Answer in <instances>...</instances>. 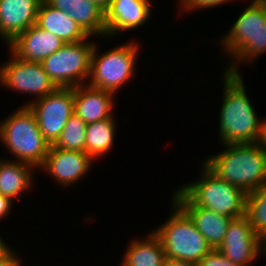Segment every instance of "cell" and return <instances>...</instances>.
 Masks as SVG:
<instances>
[{
    "label": "cell",
    "instance_id": "8992f818",
    "mask_svg": "<svg viewBox=\"0 0 266 266\" xmlns=\"http://www.w3.org/2000/svg\"><path fill=\"white\" fill-rule=\"evenodd\" d=\"M199 179L178 189L195 205L213 210L230 218L245 215L247 193L241 188L218 178L203 163Z\"/></svg>",
    "mask_w": 266,
    "mask_h": 266
},
{
    "label": "cell",
    "instance_id": "4316f807",
    "mask_svg": "<svg viewBox=\"0 0 266 266\" xmlns=\"http://www.w3.org/2000/svg\"><path fill=\"white\" fill-rule=\"evenodd\" d=\"M49 5L53 6L60 11L69 13L74 7L76 0H45Z\"/></svg>",
    "mask_w": 266,
    "mask_h": 266
},
{
    "label": "cell",
    "instance_id": "7c38bea8",
    "mask_svg": "<svg viewBox=\"0 0 266 266\" xmlns=\"http://www.w3.org/2000/svg\"><path fill=\"white\" fill-rule=\"evenodd\" d=\"M217 250L240 266H249L259 259L258 235L251 228L246 215L231 220Z\"/></svg>",
    "mask_w": 266,
    "mask_h": 266
},
{
    "label": "cell",
    "instance_id": "5bb4252c",
    "mask_svg": "<svg viewBox=\"0 0 266 266\" xmlns=\"http://www.w3.org/2000/svg\"><path fill=\"white\" fill-rule=\"evenodd\" d=\"M192 219L198 231L205 237L212 249H217L224 240L226 230L233 218L215 213L205 207L195 206L178 188L171 195Z\"/></svg>",
    "mask_w": 266,
    "mask_h": 266
},
{
    "label": "cell",
    "instance_id": "5b68a950",
    "mask_svg": "<svg viewBox=\"0 0 266 266\" xmlns=\"http://www.w3.org/2000/svg\"><path fill=\"white\" fill-rule=\"evenodd\" d=\"M170 203L168 218L152 231L160 238L167 258L197 264L212 247L190 216L173 199Z\"/></svg>",
    "mask_w": 266,
    "mask_h": 266
},
{
    "label": "cell",
    "instance_id": "52a82bcc",
    "mask_svg": "<svg viewBox=\"0 0 266 266\" xmlns=\"http://www.w3.org/2000/svg\"><path fill=\"white\" fill-rule=\"evenodd\" d=\"M95 41L91 57L90 74L87 85L109 91L117 95V92L128 84L137 73V59L140 45L136 41H129L107 49L101 54ZM90 79V80H89Z\"/></svg>",
    "mask_w": 266,
    "mask_h": 266
},
{
    "label": "cell",
    "instance_id": "6da1fadb",
    "mask_svg": "<svg viewBox=\"0 0 266 266\" xmlns=\"http://www.w3.org/2000/svg\"><path fill=\"white\" fill-rule=\"evenodd\" d=\"M222 104L218 135L222 144L258 143L262 121L248 96L242 74L222 73Z\"/></svg>",
    "mask_w": 266,
    "mask_h": 266
},
{
    "label": "cell",
    "instance_id": "d6a6232c",
    "mask_svg": "<svg viewBox=\"0 0 266 266\" xmlns=\"http://www.w3.org/2000/svg\"><path fill=\"white\" fill-rule=\"evenodd\" d=\"M0 235V259L4 257L11 249V245L5 242V240Z\"/></svg>",
    "mask_w": 266,
    "mask_h": 266
},
{
    "label": "cell",
    "instance_id": "8fae6325",
    "mask_svg": "<svg viewBox=\"0 0 266 266\" xmlns=\"http://www.w3.org/2000/svg\"><path fill=\"white\" fill-rule=\"evenodd\" d=\"M93 161L86 152L58 149L54 145H50L44 164L39 171L47 173L56 185L66 189L69 186L73 187L88 172L90 173Z\"/></svg>",
    "mask_w": 266,
    "mask_h": 266
},
{
    "label": "cell",
    "instance_id": "f546056e",
    "mask_svg": "<svg viewBox=\"0 0 266 266\" xmlns=\"http://www.w3.org/2000/svg\"><path fill=\"white\" fill-rule=\"evenodd\" d=\"M163 266H198V265L192 262L175 260L166 257Z\"/></svg>",
    "mask_w": 266,
    "mask_h": 266
},
{
    "label": "cell",
    "instance_id": "4fadbf2b",
    "mask_svg": "<svg viewBox=\"0 0 266 266\" xmlns=\"http://www.w3.org/2000/svg\"><path fill=\"white\" fill-rule=\"evenodd\" d=\"M151 5L152 0H112L105 11L106 39L145 26L153 14Z\"/></svg>",
    "mask_w": 266,
    "mask_h": 266
},
{
    "label": "cell",
    "instance_id": "2e32d148",
    "mask_svg": "<svg viewBox=\"0 0 266 266\" xmlns=\"http://www.w3.org/2000/svg\"><path fill=\"white\" fill-rule=\"evenodd\" d=\"M42 0H0V39L10 44L20 33L36 24Z\"/></svg>",
    "mask_w": 266,
    "mask_h": 266
},
{
    "label": "cell",
    "instance_id": "9c48e42d",
    "mask_svg": "<svg viewBox=\"0 0 266 266\" xmlns=\"http://www.w3.org/2000/svg\"><path fill=\"white\" fill-rule=\"evenodd\" d=\"M9 52L11 58L0 65V87L2 85L13 92L33 95L34 99L24 102L22 106H27L35 98H42L58 88L44 71L41 62L25 61L10 50Z\"/></svg>",
    "mask_w": 266,
    "mask_h": 266
},
{
    "label": "cell",
    "instance_id": "f1b7e54d",
    "mask_svg": "<svg viewBox=\"0 0 266 266\" xmlns=\"http://www.w3.org/2000/svg\"><path fill=\"white\" fill-rule=\"evenodd\" d=\"M10 198L3 196L0 193V220L6 218L9 215L10 211L13 210L12 206L14 205ZM13 204V205H12Z\"/></svg>",
    "mask_w": 266,
    "mask_h": 266
},
{
    "label": "cell",
    "instance_id": "ac0fdd59",
    "mask_svg": "<svg viewBox=\"0 0 266 266\" xmlns=\"http://www.w3.org/2000/svg\"><path fill=\"white\" fill-rule=\"evenodd\" d=\"M36 25L53 33L64 43H76L89 38L66 12L54 8L45 0L39 4Z\"/></svg>",
    "mask_w": 266,
    "mask_h": 266
},
{
    "label": "cell",
    "instance_id": "30bf717a",
    "mask_svg": "<svg viewBox=\"0 0 266 266\" xmlns=\"http://www.w3.org/2000/svg\"><path fill=\"white\" fill-rule=\"evenodd\" d=\"M27 106L35 114L44 139L50 145H54L74 113V88H57L52 93L33 100Z\"/></svg>",
    "mask_w": 266,
    "mask_h": 266
},
{
    "label": "cell",
    "instance_id": "1f68e13d",
    "mask_svg": "<svg viewBox=\"0 0 266 266\" xmlns=\"http://www.w3.org/2000/svg\"><path fill=\"white\" fill-rule=\"evenodd\" d=\"M262 128H261V136L259 139V144L262 146L264 150H266V117L262 119Z\"/></svg>",
    "mask_w": 266,
    "mask_h": 266
},
{
    "label": "cell",
    "instance_id": "7a4b0ae2",
    "mask_svg": "<svg viewBox=\"0 0 266 266\" xmlns=\"http://www.w3.org/2000/svg\"><path fill=\"white\" fill-rule=\"evenodd\" d=\"M233 23L219 44L230 58L224 71L241 74L240 63L254 64L266 53V0H252Z\"/></svg>",
    "mask_w": 266,
    "mask_h": 266
},
{
    "label": "cell",
    "instance_id": "44dd1931",
    "mask_svg": "<svg viewBox=\"0 0 266 266\" xmlns=\"http://www.w3.org/2000/svg\"><path fill=\"white\" fill-rule=\"evenodd\" d=\"M116 115L87 124L86 128V153L96 162L103 156L110 153L114 148L117 136Z\"/></svg>",
    "mask_w": 266,
    "mask_h": 266
},
{
    "label": "cell",
    "instance_id": "9a60e30c",
    "mask_svg": "<svg viewBox=\"0 0 266 266\" xmlns=\"http://www.w3.org/2000/svg\"><path fill=\"white\" fill-rule=\"evenodd\" d=\"M64 44L59 37L34 24L20 33L7 47L19 59L42 62Z\"/></svg>",
    "mask_w": 266,
    "mask_h": 266
},
{
    "label": "cell",
    "instance_id": "603a6c76",
    "mask_svg": "<svg viewBox=\"0 0 266 266\" xmlns=\"http://www.w3.org/2000/svg\"><path fill=\"white\" fill-rule=\"evenodd\" d=\"M86 128L87 124L73 113L54 146L58 149L86 152Z\"/></svg>",
    "mask_w": 266,
    "mask_h": 266
},
{
    "label": "cell",
    "instance_id": "d4e9b609",
    "mask_svg": "<svg viewBox=\"0 0 266 266\" xmlns=\"http://www.w3.org/2000/svg\"><path fill=\"white\" fill-rule=\"evenodd\" d=\"M232 1H236V0H179V4L181 7V9L179 8V10L183 11V13H186V12H191L193 11H196L197 13V10H199V12H201L200 10H204L206 11L207 9H213L215 7H220L221 5H225L226 2H227V5L228 3L232 2ZM241 1V0H239ZM246 1V0H244Z\"/></svg>",
    "mask_w": 266,
    "mask_h": 266
},
{
    "label": "cell",
    "instance_id": "cb8c5ba5",
    "mask_svg": "<svg viewBox=\"0 0 266 266\" xmlns=\"http://www.w3.org/2000/svg\"><path fill=\"white\" fill-rule=\"evenodd\" d=\"M245 215L258 236L266 231V185L247 193Z\"/></svg>",
    "mask_w": 266,
    "mask_h": 266
},
{
    "label": "cell",
    "instance_id": "277c9868",
    "mask_svg": "<svg viewBox=\"0 0 266 266\" xmlns=\"http://www.w3.org/2000/svg\"><path fill=\"white\" fill-rule=\"evenodd\" d=\"M0 142L9 154L14 155V159L9 160L29 164L36 170L43 166L50 148L35 114L28 106L22 105L1 120Z\"/></svg>",
    "mask_w": 266,
    "mask_h": 266
},
{
    "label": "cell",
    "instance_id": "484cf974",
    "mask_svg": "<svg viewBox=\"0 0 266 266\" xmlns=\"http://www.w3.org/2000/svg\"><path fill=\"white\" fill-rule=\"evenodd\" d=\"M198 266H240L227 259L217 249H212L198 263Z\"/></svg>",
    "mask_w": 266,
    "mask_h": 266
},
{
    "label": "cell",
    "instance_id": "ba28073f",
    "mask_svg": "<svg viewBox=\"0 0 266 266\" xmlns=\"http://www.w3.org/2000/svg\"><path fill=\"white\" fill-rule=\"evenodd\" d=\"M90 38L65 43L41 62L44 71L58 88H74L87 83L95 45L93 38L96 37Z\"/></svg>",
    "mask_w": 266,
    "mask_h": 266
},
{
    "label": "cell",
    "instance_id": "e0dca14e",
    "mask_svg": "<svg viewBox=\"0 0 266 266\" xmlns=\"http://www.w3.org/2000/svg\"><path fill=\"white\" fill-rule=\"evenodd\" d=\"M116 95L87 84L74 87V113L86 124L114 115Z\"/></svg>",
    "mask_w": 266,
    "mask_h": 266
},
{
    "label": "cell",
    "instance_id": "e575fe53",
    "mask_svg": "<svg viewBox=\"0 0 266 266\" xmlns=\"http://www.w3.org/2000/svg\"><path fill=\"white\" fill-rule=\"evenodd\" d=\"M22 259H23V258L21 257V260H20L18 266H23V265H24V264H23L24 262L22 261ZM39 266H40V265H39Z\"/></svg>",
    "mask_w": 266,
    "mask_h": 266
},
{
    "label": "cell",
    "instance_id": "3957f363",
    "mask_svg": "<svg viewBox=\"0 0 266 266\" xmlns=\"http://www.w3.org/2000/svg\"><path fill=\"white\" fill-rule=\"evenodd\" d=\"M222 147L202 161L212 173L246 193L266 185V150L259 143Z\"/></svg>",
    "mask_w": 266,
    "mask_h": 266
},
{
    "label": "cell",
    "instance_id": "ffe728a7",
    "mask_svg": "<svg viewBox=\"0 0 266 266\" xmlns=\"http://www.w3.org/2000/svg\"><path fill=\"white\" fill-rule=\"evenodd\" d=\"M146 234L128 242L120 266H163L166 256L160 238L152 230Z\"/></svg>",
    "mask_w": 266,
    "mask_h": 266
},
{
    "label": "cell",
    "instance_id": "83f0119b",
    "mask_svg": "<svg viewBox=\"0 0 266 266\" xmlns=\"http://www.w3.org/2000/svg\"><path fill=\"white\" fill-rule=\"evenodd\" d=\"M13 248L0 259V266H18L20 262V254L16 253ZM19 255V256H18Z\"/></svg>",
    "mask_w": 266,
    "mask_h": 266
},
{
    "label": "cell",
    "instance_id": "836d02e7",
    "mask_svg": "<svg viewBox=\"0 0 266 266\" xmlns=\"http://www.w3.org/2000/svg\"><path fill=\"white\" fill-rule=\"evenodd\" d=\"M90 1L97 4L100 8L106 11L109 8L112 0H90Z\"/></svg>",
    "mask_w": 266,
    "mask_h": 266
},
{
    "label": "cell",
    "instance_id": "4dcf8cb0",
    "mask_svg": "<svg viewBox=\"0 0 266 266\" xmlns=\"http://www.w3.org/2000/svg\"><path fill=\"white\" fill-rule=\"evenodd\" d=\"M258 244H259V257H261L262 255L265 257L266 256V231H264L258 236Z\"/></svg>",
    "mask_w": 266,
    "mask_h": 266
},
{
    "label": "cell",
    "instance_id": "d6986e66",
    "mask_svg": "<svg viewBox=\"0 0 266 266\" xmlns=\"http://www.w3.org/2000/svg\"><path fill=\"white\" fill-rule=\"evenodd\" d=\"M35 168L20 161L0 159V193L12 201L20 200L22 194L28 192L35 181ZM33 178V179H32ZM33 184V185H32ZM25 191V192H24Z\"/></svg>",
    "mask_w": 266,
    "mask_h": 266
},
{
    "label": "cell",
    "instance_id": "7402d4cb",
    "mask_svg": "<svg viewBox=\"0 0 266 266\" xmlns=\"http://www.w3.org/2000/svg\"><path fill=\"white\" fill-rule=\"evenodd\" d=\"M88 35L106 38L105 11L90 0H76L67 13Z\"/></svg>",
    "mask_w": 266,
    "mask_h": 266
}]
</instances>
